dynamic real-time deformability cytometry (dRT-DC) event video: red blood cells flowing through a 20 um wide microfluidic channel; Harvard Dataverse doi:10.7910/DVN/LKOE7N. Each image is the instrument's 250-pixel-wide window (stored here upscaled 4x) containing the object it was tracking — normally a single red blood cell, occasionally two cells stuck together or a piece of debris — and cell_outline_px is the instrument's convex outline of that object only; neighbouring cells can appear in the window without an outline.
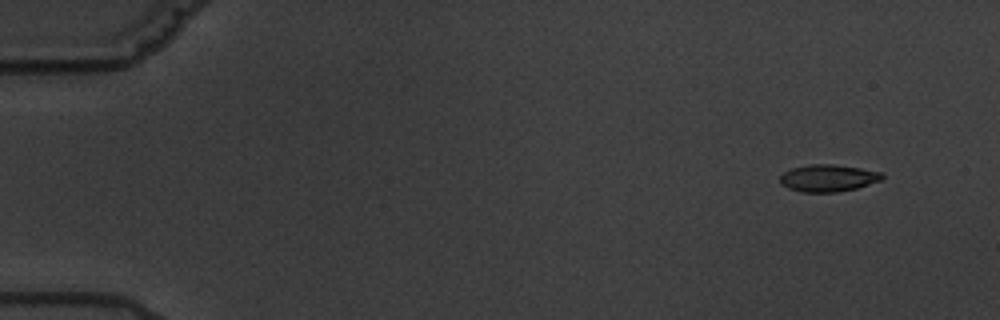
{"species": "common noctule bat (a hibernating species)", "species_latin": "Nyctalus noctula", "temperature_condition": "warm", "stored_images_in_passage": 5, "camera_frame_rate_fps": 3000, "um_per_image_px": 0.085, "animal": {"sex": "male", "body_mass_g": 19.5, "forearm_length_mm": 54.6}, "frame": {"image": 1, "passage_image": 1, "time_ms": 0.0, "image_size_px": [1000, 320], "cell_outline_px": [[884, 176], [880, 180], [856, 188], [836, 192], [800, 192], [788, 188], [780, 184], [780, 176], [784, 172], [792, 168], [808, 164], [832, 164], [860, 168], [884, 172]], "centroid_in_image_um": [70.37, 15.13], "position_along_channel_um": 14.6, "area_um2": 16.13}}
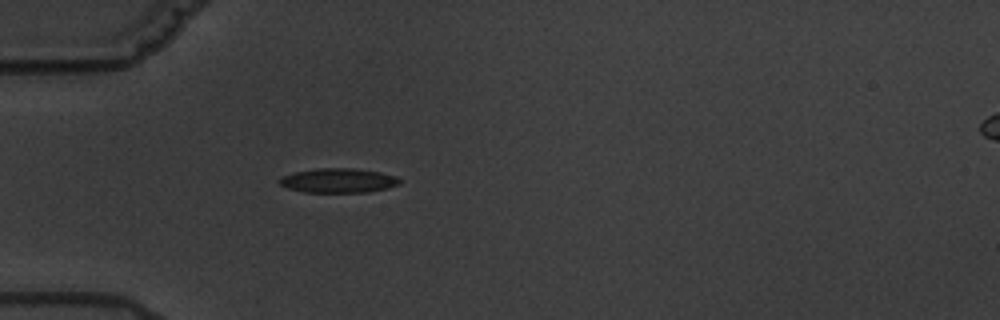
{"frame": {"image": 2, "passage_image": 5, "time_ms": 4.667, "image_size_px": [1000, 320], "cell_outline_px": [[400, 184], [388, 188], [368, 192], [304, 192], [288, 188], [280, 184], [276, 180], [280, 176], [296, 172], [316, 168], [352, 168], [380, 172], [396, 176], [400, 180]], "centroid_in_image_um": [28.74, 15.34], "position_along_channel_um": 56.3, "area_um2": 17.17}}